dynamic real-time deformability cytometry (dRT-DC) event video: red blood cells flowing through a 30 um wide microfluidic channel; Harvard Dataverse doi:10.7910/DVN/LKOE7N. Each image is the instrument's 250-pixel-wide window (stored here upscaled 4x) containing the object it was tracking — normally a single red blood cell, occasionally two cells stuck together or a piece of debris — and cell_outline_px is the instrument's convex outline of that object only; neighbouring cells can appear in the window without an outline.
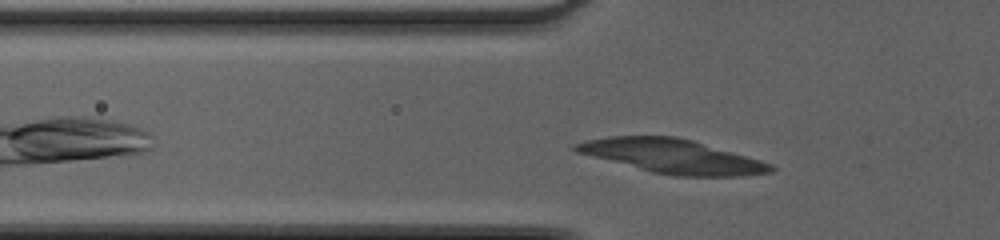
{"species": "common noctule bat (a hibernating species)", "species_latin": "Nyctalus noctula", "temperature_condition": "cold", "stored_images_in_passage": 36, "camera_frame_rate_fps": 3000, "um_per_image_px": 0.085, "animal": {"sex": "female", "body_mass_g": 20.0, "forearm_length_mm": 54.0}, "frame": {"image": 1, "passage_image": 2, "time_ms": 0.333, "image_size_px": [1000, 240], "cell_outline_px": [[776, 168], [772, 172], [740, 176], [676, 176], [652, 172], [576, 152], [572, 148], [572, 144], [588, 140], [608, 136], [676, 136], [692, 140], [760, 160], [772, 164]], "centroid_in_image_um": [57.14, 13.28], "position_along_channel_um": 68.7, "area_um2": 38.32}}
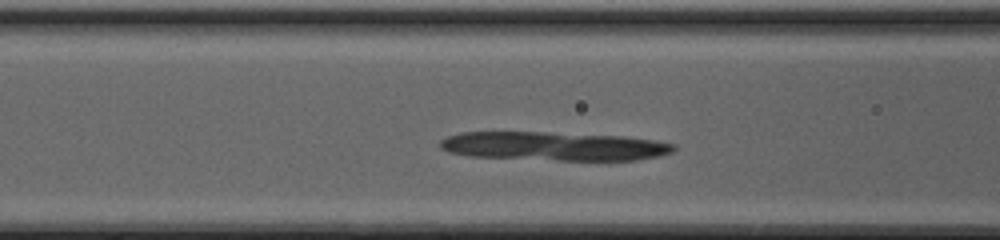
{"frame": {"image": 2, "passage_image": 6, "time_ms": 1.667, "image_size_px": [1000, 240], "cell_outline_px": [[676, 148], [672, 152], [660, 156], [636, 160], [560, 160], [468, 156], [448, 152], [440, 148], [440, 140], [448, 136], [460, 132], [544, 132], [620, 136], [656, 140], [676, 144]], "centroid_in_image_um": [47.09, 12.42], "position_along_channel_um": 119.5, "area_um2": 39.19}}
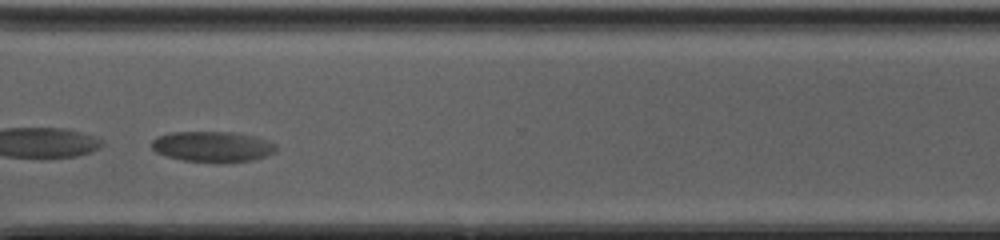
{"frame": {"image": 3, "passage_image": 24, "time_ms": 7.667, "image_size_px": [1000, 240], "cell_outline_px": [[276, 152], [268, 156], [252, 160], [224, 164], [220, 164], [184, 160], [168, 156], [156, 152], [152, 148], [152, 140], [156, 136], [172, 132], [232, 132], [252, 136], [268, 140], [276, 144]], "centroid_in_image_um": [18.1, 12.48], "position_along_channel_um": 352.5, "area_um2": 22.54}}